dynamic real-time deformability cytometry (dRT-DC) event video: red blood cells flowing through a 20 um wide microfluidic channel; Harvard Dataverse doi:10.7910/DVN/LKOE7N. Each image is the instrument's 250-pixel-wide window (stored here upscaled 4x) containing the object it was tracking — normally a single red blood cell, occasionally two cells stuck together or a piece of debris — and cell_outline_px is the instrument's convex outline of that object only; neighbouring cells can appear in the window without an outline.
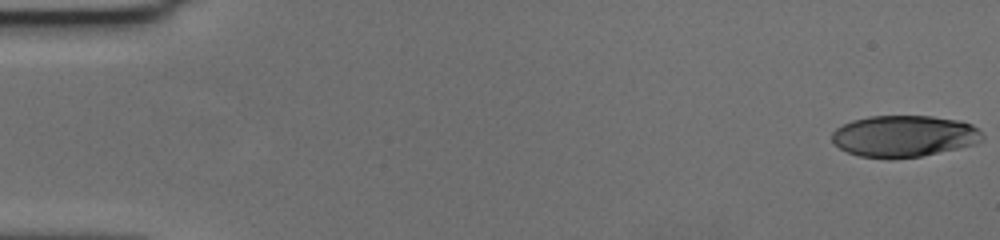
{"species": "human", "species_latin": "Homo sapiens", "temperature_condition": "cold", "stored_images_in_passage": 58, "camera_frame_rate_fps": 3000, "um_per_image_px": 0.085, "donor": {"sex": "female"}, "frame": {"image": 1, "passage_image": 1, "time_ms": 0.0, "image_size_px": [1000, 240], "cell_outline_px": [[984, 136], [976, 144], [920, 156], [892, 160], [888, 160], [860, 156], [848, 152], [840, 148], [832, 140], [832, 132], [836, 128], [852, 120], [868, 116], [932, 116], [960, 120], [972, 124]], "centroid_in_image_um": [76.83, 11.58], "position_along_channel_um": 8.2, "area_um2": 36.59}}
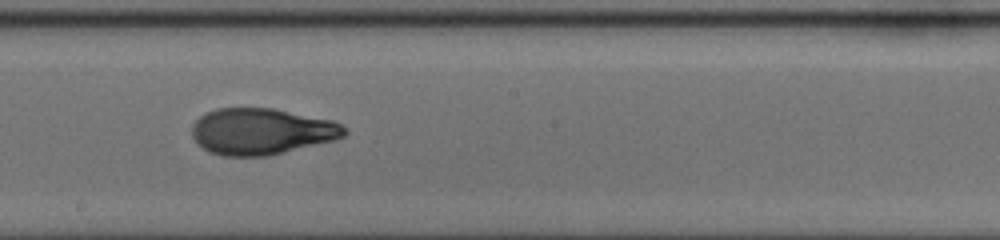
{"frame": {"image": 2, "passage_image": 33, "time_ms": 10.667, "image_size_px": [1000, 240], "cell_outline_px": [[348, 132], [344, 136], [336, 140], [268, 156], [224, 156], [208, 152], [192, 136], [192, 124], [200, 116], [216, 108], [272, 108], [332, 120], [348, 128]], "centroid_in_image_um": [22.26, 11.17], "position_along_channel_um": 225.9, "area_um2": 41.27}}
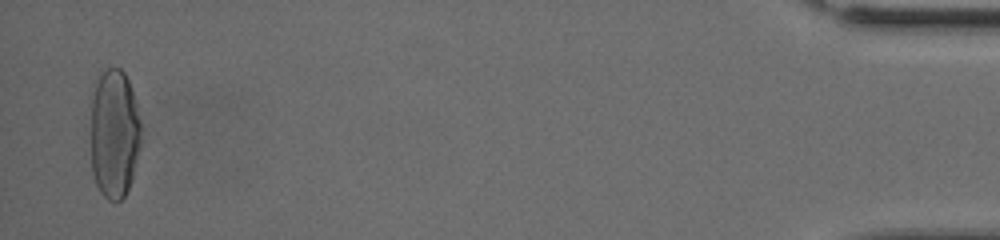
{"frame": {"image": 3, "passage_image": 57, "time_ms": 18.667, "image_size_px": [1000, 240], "cell_outline_px": [[140, 144], [132, 176], [128, 188], [124, 196], [116, 204], [108, 200], [100, 192], [96, 184], [92, 172], [92, 80], [108, 68], [120, 68], [124, 72], [128, 80], [136, 104], [140, 120]], "centroid_in_image_um": [9.69, 11.35], "position_along_channel_um": 425.5, "area_um2": 37.97}, "authors_computed_cell_mechanics": {"area_um2": 40.0265, "velocity_mm_per_s": 3.5933, "shape_relaxation_time_tau1_ms": 5.8877, "shape_relaxation_time_tau2_ms": 1.2242, "deformation_change_tau1": 0.2421, "deformation_change_tau2": 0.0716}}